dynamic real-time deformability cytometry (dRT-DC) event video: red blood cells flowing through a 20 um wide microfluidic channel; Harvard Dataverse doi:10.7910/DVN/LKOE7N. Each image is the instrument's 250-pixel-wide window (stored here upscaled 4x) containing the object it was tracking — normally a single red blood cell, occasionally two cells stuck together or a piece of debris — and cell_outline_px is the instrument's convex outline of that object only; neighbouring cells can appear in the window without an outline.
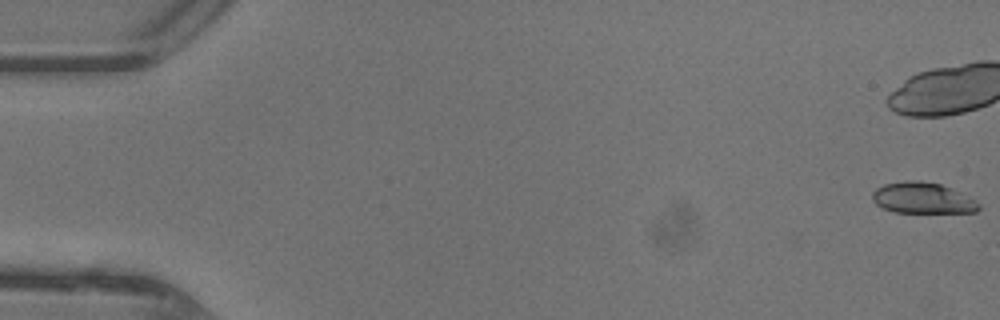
{"species": "common noctule bat (a hibernating species)", "species_latin": "Nyctalus noctula", "temperature_condition": "warm", "stored_images_in_passage": 14, "camera_frame_rate_fps": 3000, "um_per_image_px": 0.085, "animal": {"sex": "female"}, "frame": {"image": 1, "passage_image": 1, "time_ms": 0.0, "image_size_px": [1000, 320], "cell_outline_px": [[980, 208], [976, 212], [896, 212], [884, 208], [876, 204], [872, 200], [872, 192], [876, 188], [884, 184], [904, 180], [920, 180], [940, 184], [960, 192], [976, 200], [980, 204]], "centroid_in_image_um": [78.41, 16.82], "position_along_channel_um": 6.6, "area_um2": 19.25}}